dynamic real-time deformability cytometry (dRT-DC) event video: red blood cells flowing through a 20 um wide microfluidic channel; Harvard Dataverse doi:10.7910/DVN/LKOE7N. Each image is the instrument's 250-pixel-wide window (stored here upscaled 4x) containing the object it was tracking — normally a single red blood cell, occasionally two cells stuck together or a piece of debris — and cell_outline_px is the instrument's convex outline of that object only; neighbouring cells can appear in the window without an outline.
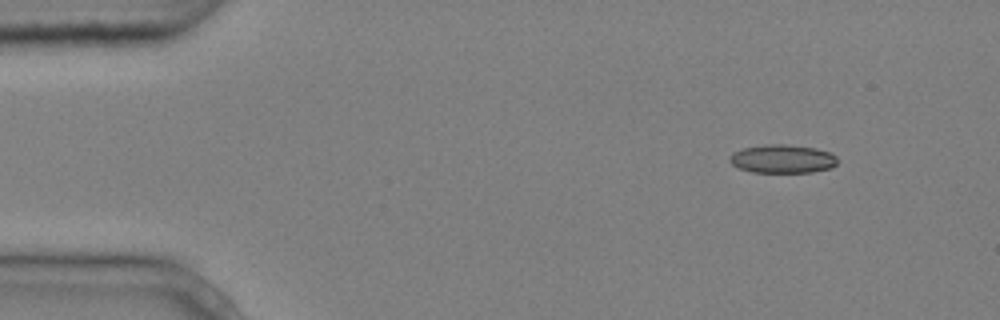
{"species": "common noctule bat (a hibernating species)", "species_latin": "Nyctalus noctula", "temperature_condition": "cold", "stored_images_in_passage": 9, "camera_frame_rate_fps": 3000, "um_per_image_px": 0.085, "animal": {"sex": "male", "body_mass_g": 20.4}, "frame": {"image": 1, "passage_image": 1, "time_ms": 0.0, "image_size_px": [1000, 320], "cell_outline_px": [[836, 164], [832, 168], [812, 172], [752, 172], [740, 168], [732, 164], [728, 160], [728, 156], [732, 152], [740, 148], [764, 144], [784, 144], [816, 148], [828, 152], [836, 156]], "centroid_in_image_um": [66.46, 13.49], "position_along_channel_um": 18.5, "area_um2": 18.03}}
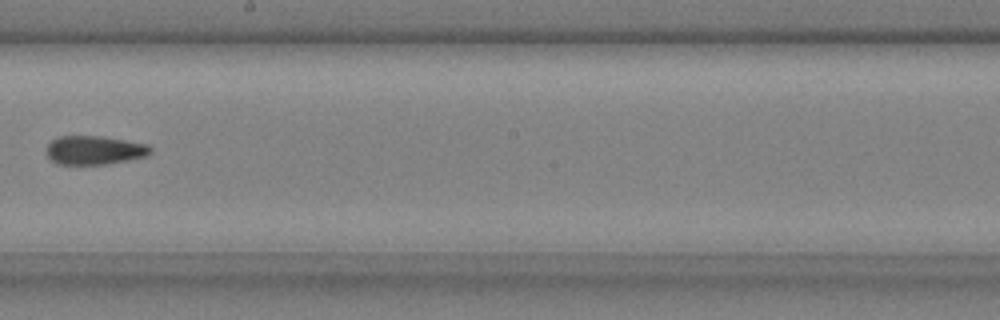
{"frame": {"image": 2, "passage_image": 8, "time_ms": 2.333, "image_size_px": [1000, 320], "cell_outline_px": [[152, 152], [148, 156], [128, 160], [104, 164], [56, 164], [44, 152], [48, 144], [52, 140], [60, 136], [100, 136], [148, 144], [152, 148]], "centroid_in_image_um": [8.02, 12.76], "position_along_channel_um": 240.2, "area_um2": 17.51}}
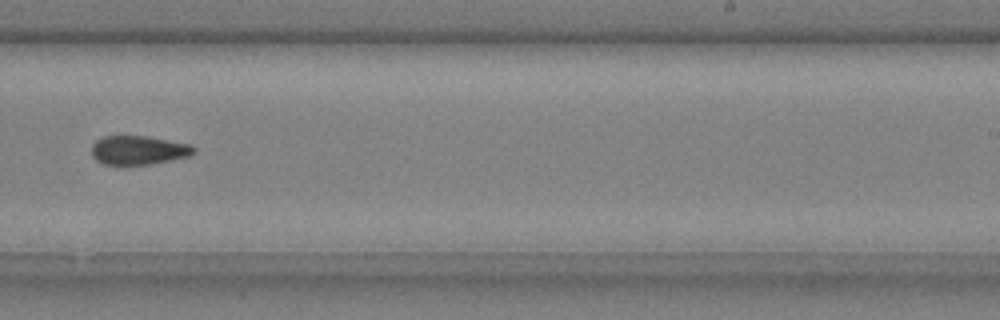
{"frame": {"image": 3, "passage_image": 9, "time_ms": 2.667, "image_size_px": [1000, 320], "cell_outline_px": [[196, 152], [188, 156], [148, 164], [104, 164], [96, 160], [92, 156], [92, 144], [96, 140], [104, 136], [148, 136], [192, 144], [196, 148]], "centroid_in_image_um": [11.78, 12.74], "position_along_channel_um": 277.2, "area_um2": 17.17}}